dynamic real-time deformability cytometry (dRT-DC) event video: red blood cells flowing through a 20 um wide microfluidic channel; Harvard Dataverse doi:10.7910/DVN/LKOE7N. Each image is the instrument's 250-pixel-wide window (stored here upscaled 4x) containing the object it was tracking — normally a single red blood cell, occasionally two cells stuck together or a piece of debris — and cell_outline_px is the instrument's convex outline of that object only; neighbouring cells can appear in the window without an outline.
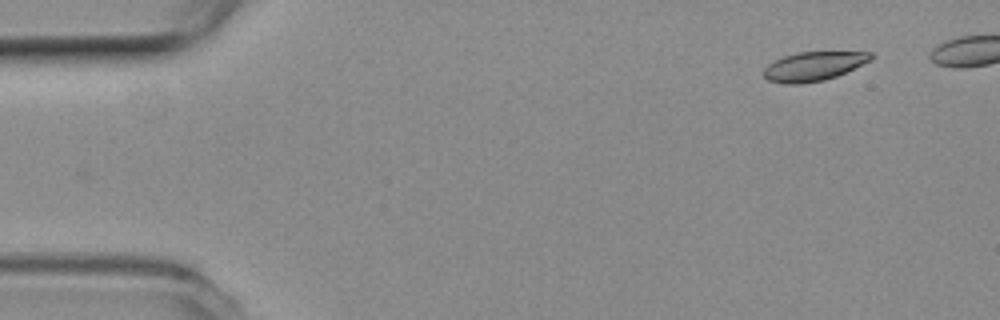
{"species": "common noctule bat (a hibernating species)", "species_latin": "Nyctalus noctula", "temperature_condition": "room temperature", "stored_images_in_passage": 5, "camera_frame_rate_fps": 3000, "um_per_image_px": 0.085, "animal": {"sex": "female", "body_mass_g": 19.3, "forearm_length_mm": 54.1}, "frame": {"image": 1, "passage_image": 1, "time_ms": 0.0, "image_size_px": [1000, 320], "cell_outline_px": [[872, 60], [836, 76], [824, 80], [800, 84], [792, 84], [768, 80], [764, 76], [764, 68], [768, 64], [784, 56], [800, 52], [872, 52]], "centroid_in_image_um": [69.16, 5.63], "position_along_channel_um": 15.8, "area_um2": 17.86}}